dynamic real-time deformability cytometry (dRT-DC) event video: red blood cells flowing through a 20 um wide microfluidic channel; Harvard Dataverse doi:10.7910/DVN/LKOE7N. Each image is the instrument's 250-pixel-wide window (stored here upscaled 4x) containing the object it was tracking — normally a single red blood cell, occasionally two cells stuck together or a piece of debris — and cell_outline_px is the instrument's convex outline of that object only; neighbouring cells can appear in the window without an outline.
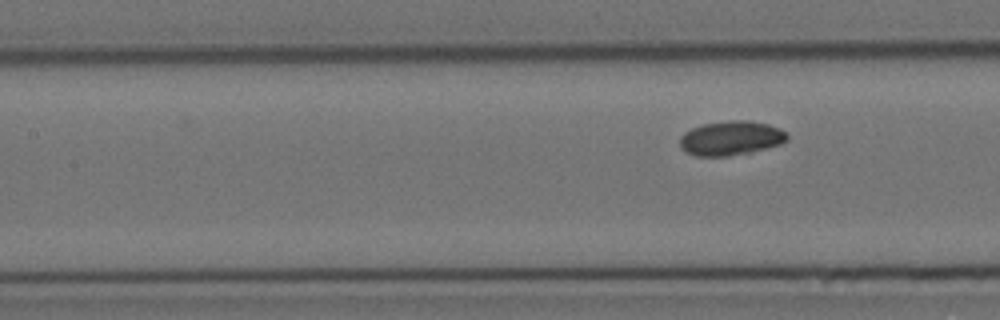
{"species": "Egyptian fruit bat (a non-hibernating species)", "species_latin": "Rousettus aegyptiacus", "temperature_condition": "cold", "stored_images_in_passage": 7, "segment_of_instrument_passage": [2, 2], "camera_frame_rate_fps": 3000, "um_per_image_px": 0.085, "animal": {"sex": "female"}, "frame": {"image": 1, "passage_image": 7, "time_ms": 8.0, "image_size_px": [1000, 320], "cell_outline_px": [[788, 140], [780, 144], [752, 152], [728, 156], [696, 156], [684, 152], [680, 148], [680, 136], [684, 132], [692, 128], [704, 124], [732, 120], [748, 120], [768, 124], [780, 128], [788, 132]], "centroid_in_image_um": [62.13, 11.75], "position_along_channel_um": 145.3, "area_um2": 21.68}}